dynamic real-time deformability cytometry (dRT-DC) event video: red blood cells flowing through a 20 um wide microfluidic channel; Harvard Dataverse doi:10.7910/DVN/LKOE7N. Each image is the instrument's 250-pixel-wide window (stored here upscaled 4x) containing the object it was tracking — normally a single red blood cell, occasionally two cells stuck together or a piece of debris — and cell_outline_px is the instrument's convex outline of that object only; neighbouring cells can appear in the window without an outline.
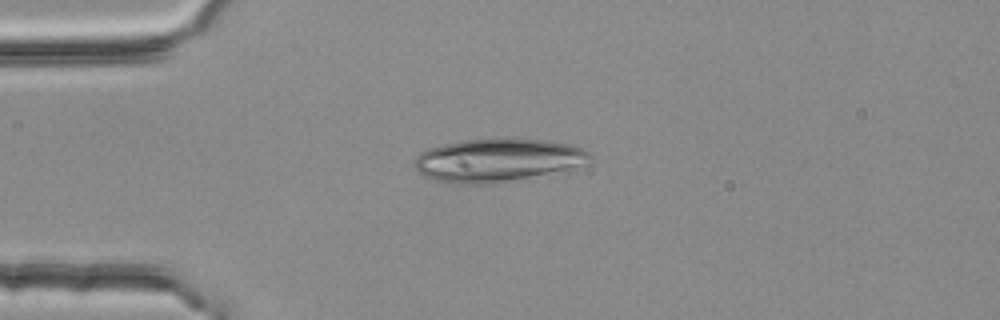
{"species": "common noctule bat (a hibernating species)", "species_latin": "Nyctalus noctula", "temperature_condition": "room temperature", "stored_images_in_passage": 33, "camera_frame_rate_fps": 3000, "um_per_image_px": 0.085, "animal": {"sex": "female", "body_mass_g": 25.1}, "frame": {"image": 1, "passage_image": 1, "time_ms": 0.0, "image_size_px": [1000, 320], "cell_outline_px": [[592, 156], [584, 164], [568, 172], [492, 184], [452, 184], [432, 180], [420, 176], [416, 172], [416, 156], [420, 152], [428, 148], [460, 140], [504, 136], [516, 136], [548, 140], [572, 144], [588, 152]], "centroid_in_image_um": [42.33, 13.6], "position_along_channel_um": 42.7, "area_um2": 46.18}}
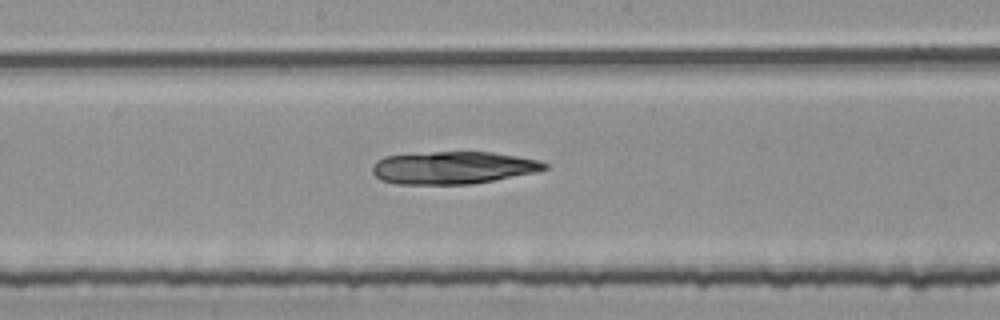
{"frame": {"image": 2, "passage_image": 16, "time_ms": 5.0, "image_size_px": [1000, 320], "cell_outline_px": [[548, 168], [536, 172], [492, 180], [468, 184], [396, 184], [380, 180], [372, 172], [372, 168], [376, 160], [384, 156], [432, 152], [492, 152], [540, 160], [548, 164]], "centroid_in_image_um": [38.48, 14.25], "position_along_channel_um": 209.7, "area_um2": 32.54}}
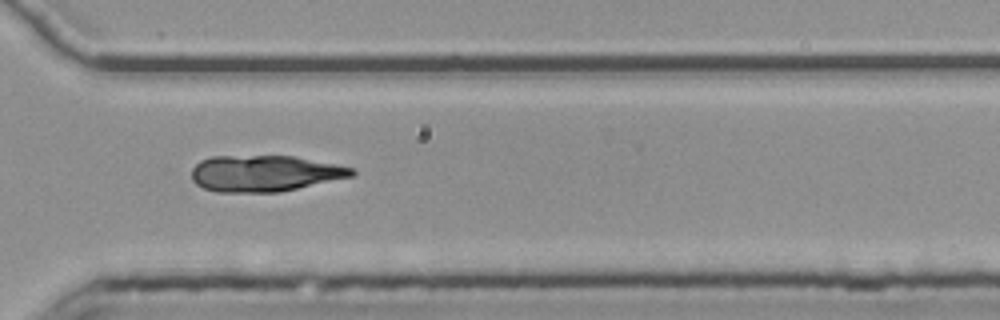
{"frame": {"image": 3, "passage_image": 27, "time_ms": 8.667, "image_size_px": [1000, 320], "cell_outline_px": [[356, 176], [280, 192], [216, 192], [204, 188], [196, 184], [192, 180], [192, 168], [200, 160], [212, 156], [296, 156], [336, 164], [352, 168], [356, 172]], "centroid_in_image_um": [22.52, 14.74], "position_along_channel_um": 348.1, "area_um2": 34.1}}